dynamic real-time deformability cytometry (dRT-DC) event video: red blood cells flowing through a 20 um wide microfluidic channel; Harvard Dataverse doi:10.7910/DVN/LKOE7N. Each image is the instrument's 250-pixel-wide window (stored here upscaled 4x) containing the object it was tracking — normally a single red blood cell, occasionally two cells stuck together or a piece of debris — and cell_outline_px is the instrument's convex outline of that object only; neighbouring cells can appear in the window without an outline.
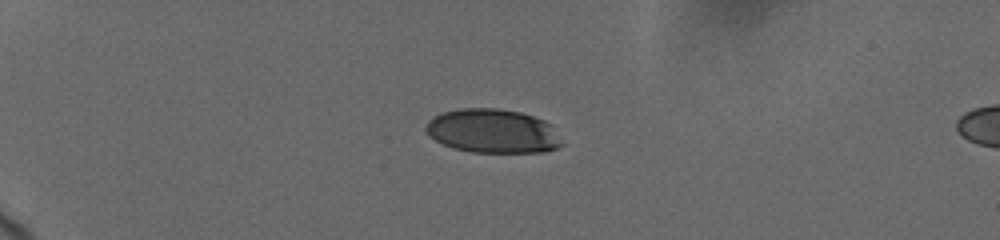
{"species": "human", "species_latin": "Homo sapiens", "temperature_condition": "cold", "stored_images_in_passage": 24, "camera_frame_rate_fps": 3000, "um_per_image_px": 0.085, "donor": {"sex": "female"}, "frame": {"image": 1, "passage_image": 1, "time_ms": 0.0, "image_size_px": [1000, 240], "cell_outline_px": [[564, 144], [556, 148], [544, 152], [472, 152], [452, 148], [436, 140], [424, 128], [428, 120], [432, 116], [440, 112], [460, 108], [496, 108], [520, 112], [544, 120], [552, 124]], "centroid_in_image_um": [41.89, 11.13], "position_along_channel_um": 43.1, "area_um2": 35.03}}
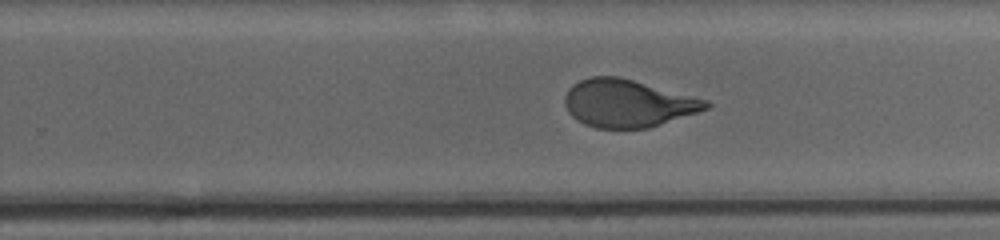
{"frame": {"image": 2, "passage_image": 13, "time_ms": 8.0, "image_size_px": [1000, 240], "cell_outline_px": [[712, 104], [708, 108], [648, 128], [596, 128], [584, 124], [576, 120], [568, 112], [564, 104], [564, 96], [568, 88], [572, 84], [580, 80], [592, 76], [620, 76], [708, 100]], "centroid_in_image_um": [53.31, 8.77], "position_along_channel_um": 276.5, "area_um2": 39.19}}
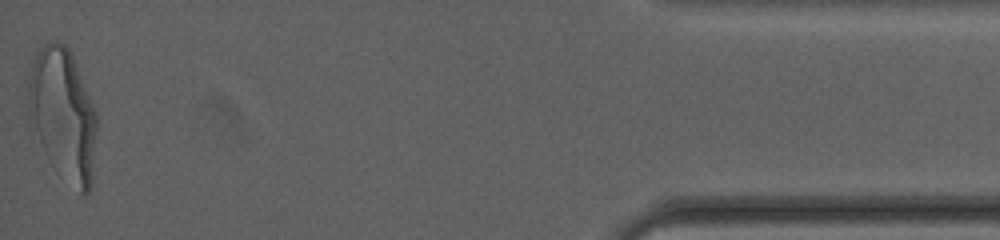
{"frame": {"image": 3, "passage_image": 24, "time_ms": 14.0, "image_size_px": [1000, 240], "cell_outline_px": [[96, 132], [92, 184], [88, 192], [84, 196], [48, 160], [44, 152], [28, 116], [28, 80], [32, 64], [40, 48], [44, 44], [52, 40], [64, 44], [68, 48], [72, 56], [96, 112]], "centroid_in_image_um": [5.34, 9.72], "position_along_channel_um": 429.9, "area_um2": 51.79}, "authors_computed_cell_mechanics": {"area_um2": 40.0265, "velocity_mm_per_s": 3.6699, "shape_relaxation_time_tau1_ms": 3.909, "shape_relaxation_time_tau2_ms": null, "deformation_change_tau1": 0.1744, "deformation_change_tau2": null}}